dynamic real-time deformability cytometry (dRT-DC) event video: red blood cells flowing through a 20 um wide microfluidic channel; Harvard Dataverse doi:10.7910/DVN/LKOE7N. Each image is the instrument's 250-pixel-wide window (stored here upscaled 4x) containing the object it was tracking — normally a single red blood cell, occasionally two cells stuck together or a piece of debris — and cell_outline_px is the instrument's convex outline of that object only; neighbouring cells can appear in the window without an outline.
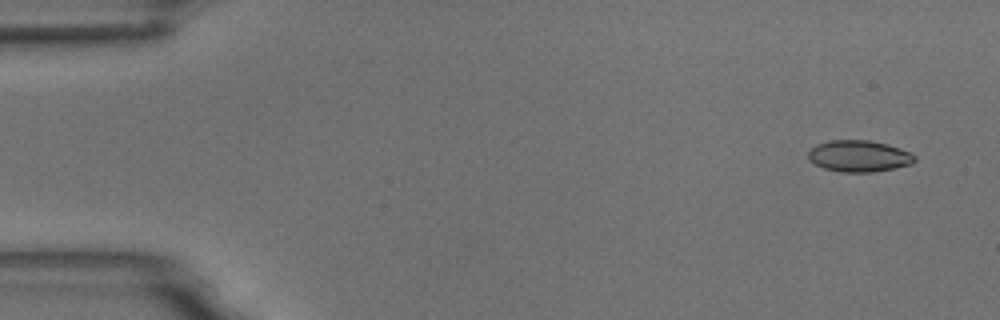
{"species": "common noctule bat (a hibernating species)", "species_latin": "Nyctalus noctula", "temperature_condition": "room temperature", "stored_images_in_passage": 7, "camera_frame_rate_fps": 3000, "um_per_image_px": 0.085, "animal": {"sex": "male", "body_mass_g": 18.8}, "frame": {"image": 1, "passage_image": 1, "time_ms": 0.0, "image_size_px": [1000, 320], "cell_outline_px": [[916, 160], [912, 164], [872, 172], [840, 172], [824, 168], [808, 160], [808, 152], [816, 144], [832, 140], [868, 140], [888, 144], [912, 152], [916, 156]], "centroid_in_image_um": [73.03, 13.26], "position_along_channel_um": 12.0, "area_um2": 19.59}}
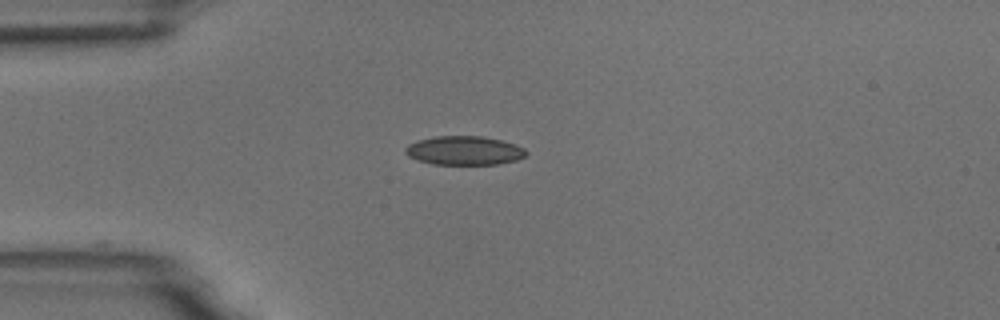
{"frame": {"image": 2, "passage_image": 4, "time_ms": 3.667, "image_size_px": [1000, 320], "cell_outline_px": [[528, 152], [524, 156], [516, 160], [500, 164], [432, 164], [408, 156], [404, 152], [404, 148], [408, 144], [416, 140], [436, 136], [480, 136], [500, 140], [516, 144], [524, 148]], "centroid_in_image_um": [39.45, 12.79], "position_along_channel_um": 45.6, "area_um2": 20.35}}